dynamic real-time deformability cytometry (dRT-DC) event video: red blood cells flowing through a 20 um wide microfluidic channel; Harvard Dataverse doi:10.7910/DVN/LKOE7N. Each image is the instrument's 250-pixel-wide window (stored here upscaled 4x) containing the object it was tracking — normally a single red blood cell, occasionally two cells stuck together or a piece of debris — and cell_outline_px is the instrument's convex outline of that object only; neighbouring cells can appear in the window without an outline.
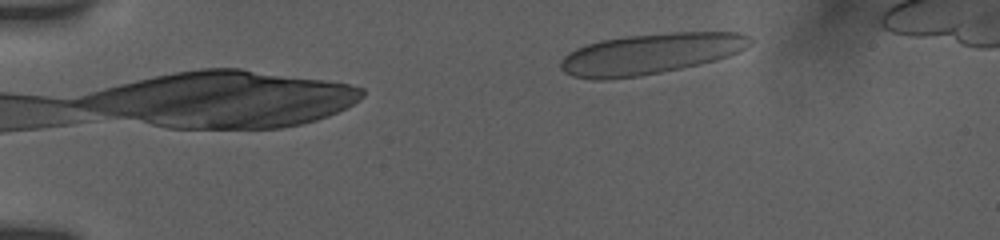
{"species": "human", "species_latin": "Homo sapiens", "temperature_condition": "room temperature", "stored_images_in_passage": 5, "camera_frame_rate_fps": 3000, "um_per_image_px": 0.085, "donor": {"sex": "female"}, "frame": {"image": 1, "passage_image": 5, "time_ms": 2.667, "image_size_px": [1000, 240], "cell_outline_px": [[752, 44], [728, 56], [716, 60], [680, 68], [640, 76], [608, 80], [596, 80], [572, 76], [564, 72], [560, 68], [560, 64], [564, 56], [576, 48], [600, 40], [628, 36], [672, 32], [736, 32], [748, 36], [752, 40]], "centroid_in_image_um": [55.25, 4.58], "position_along_channel_um": 29.8, "area_um2": 44.74}}